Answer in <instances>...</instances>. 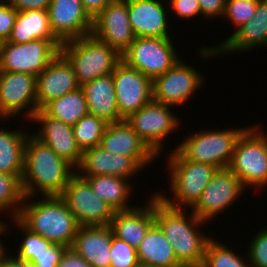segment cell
Returning a JSON list of instances; mask_svg holds the SVG:
<instances>
[{
    "label": "cell",
    "mask_w": 267,
    "mask_h": 267,
    "mask_svg": "<svg viewBox=\"0 0 267 267\" xmlns=\"http://www.w3.org/2000/svg\"><path fill=\"white\" fill-rule=\"evenodd\" d=\"M154 222L172 244L176 258L183 267H201L211 236L198 229L206 222L185 208L165 204L154 194ZM206 235V236H205Z\"/></svg>",
    "instance_id": "obj_1"
},
{
    "label": "cell",
    "mask_w": 267,
    "mask_h": 267,
    "mask_svg": "<svg viewBox=\"0 0 267 267\" xmlns=\"http://www.w3.org/2000/svg\"><path fill=\"white\" fill-rule=\"evenodd\" d=\"M32 135V136H31ZM76 170L49 146L29 134L24 147V171L21 178L24 196H59ZM38 193V194H37Z\"/></svg>",
    "instance_id": "obj_2"
},
{
    "label": "cell",
    "mask_w": 267,
    "mask_h": 267,
    "mask_svg": "<svg viewBox=\"0 0 267 267\" xmlns=\"http://www.w3.org/2000/svg\"><path fill=\"white\" fill-rule=\"evenodd\" d=\"M31 198L24 196L16 219L32 233L70 248L80 225L65 202L59 196Z\"/></svg>",
    "instance_id": "obj_3"
},
{
    "label": "cell",
    "mask_w": 267,
    "mask_h": 267,
    "mask_svg": "<svg viewBox=\"0 0 267 267\" xmlns=\"http://www.w3.org/2000/svg\"><path fill=\"white\" fill-rule=\"evenodd\" d=\"M167 160V172L170 173V195L172 200L165 193L156 195L167 205L174 208L193 207L200 199L217 167L207 163H196L185 159L176 149L171 150ZM165 194V195H164ZM174 200V201H173ZM183 205V206H182Z\"/></svg>",
    "instance_id": "obj_4"
},
{
    "label": "cell",
    "mask_w": 267,
    "mask_h": 267,
    "mask_svg": "<svg viewBox=\"0 0 267 267\" xmlns=\"http://www.w3.org/2000/svg\"><path fill=\"white\" fill-rule=\"evenodd\" d=\"M60 53L71 64L80 86L113 73L121 54L92 34L63 42Z\"/></svg>",
    "instance_id": "obj_5"
},
{
    "label": "cell",
    "mask_w": 267,
    "mask_h": 267,
    "mask_svg": "<svg viewBox=\"0 0 267 267\" xmlns=\"http://www.w3.org/2000/svg\"><path fill=\"white\" fill-rule=\"evenodd\" d=\"M248 126L235 143L229 169L245 188L267 187V132Z\"/></svg>",
    "instance_id": "obj_6"
},
{
    "label": "cell",
    "mask_w": 267,
    "mask_h": 267,
    "mask_svg": "<svg viewBox=\"0 0 267 267\" xmlns=\"http://www.w3.org/2000/svg\"><path fill=\"white\" fill-rule=\"evenodd\" d=\"M246 128L196 131L191 135L189 133L174 148L187 160L211 164L218 169L227 168L232 160L235 143Z\"/></svg>",
    "instance_id": "obj_7"
},
{
    "label": "cell",
    "mask_w": 267,
    "mask_h": 267,
    "mask_svg": "<svg viewBox=\"0 0 267 267\" xmlns=\"http://www.w3.org/2000/svg\"><path fill=\"white\" fill-rule=\"evenodd\" d=\"M174 46L171 38L135 37L121 57L127 65L154 80L180 59Z\"/></svg>",
    "instance_id": "obj_8"
},
{
    "label": "cell",
    "mask_w": 267,
    "mask_h": 267,
    "mask_svg": "<svg viewBox=\"0 0 267 267\" xmlns=\"http://www.w3.org/2000/svg\"><path fill=\"white\" fill-rule=\"evenodd\" d=\"M59 197L73 213L80 226L110 225L115 211L99 198L90 184L77 173L69 180Z\"/></svg>",
    "instance_id": "obj_9"
},
{
    "label": "cell",
    "mask_w": 267,
    "mask_h": 267,
    "mask_svg": "<svg viewBox=\"0 0 267 267\" xmlns=\"http://www.w3.org/2000/svg\"><path fill=\"white\" fill-rule=\"evenodd\" d=\"M60 50L50 41L37 39L16 44L0 42V71L21 72L37 77Z\"/></svg>",
    "instance_id": "obj_10"
},
{
    "label": "cell",
    "mask_w": 267,
    "mask_h": 267,
    "mask_svg": "<svg viewBox=\"0 0 267 267\" xmlns=\"http://www.w3.org/2000/svg\"><path fill=\"white\" fill-rule=\"evenodd\" d=\"M171 107L151 100L126 119L134 131L158 156L163 152L164 142L168 135L177 131L181 125L179 117L170 110Z\"/></svg>",
    "instance_id": "obj_11"
},
{
    "label": "cell",
    "mask_w": 267,
    "mask_h": 267,
    "mask_svg": "<svg viewBox=\"0 0 267 267\" xmlns=\"http://www.w3.org/2000/svg\"><path fill=\"white\" fill-rule=\"evenodd\" d=\"M37 111L36 77L27 73L0 71V121L10 120L22 112L30 121Z\"/></svg>",
    "instance_id": "obj_12"
},
{
    "label": "cell",
    "mask_w": 267,
    "mask_h": 267,
    "mask_svg": "<svg viewBox=\"0 0 267 267\" xmlns=\"http://www.w3.org/2000/svg\"><path fill=\"white\" fill-rule=\"evenodd\" d=\"M245 190L240 179L227 167L217 169L200 199L191 208L202 221L208 222L229 209Z\"/></svg>",
    "instance_id": "obj_13"
},
{
    "label": "cell",
    "mask_w": 267,
    "mask_h": 267,
    "mask_svg": "<svg viewBox=\"0 0 267 267\" xmlns=\"http://www.w3.org/2000/svg\"><path fill=\"white\" fill-rule=\"evenodd\" d=\"M203 75L179 59L168 71L153 80V100L172 106L187 102L202 88Z\"/></svg>",
    "instance_id": "obj_14"
},
{
    "label": "cell",
    "mask_w": 267,
    "mask_h": 267,
    "mask_svg": "<svg viewBox=\"0 0 267 267\" xmlns=\"http://www.w3.org/2000/svg\"><path fill=\"white\" fill-rule=\"evenodd\" d=\"M119 114L127 119L153 100V80L121 60L113 71Z\"/></svg>",
    "instance_id": "obj_15"
},
{
    "label": "cell",
    "mask_w": 267,
    "mask_h": 267,
    "mask_svg": "<svg viewBox=\"0 0 267 267\" xmlns=\"http://www.w3.org/2000/svg\"><path fill=\"white\" fill-rule=\"evenodd\" d=\"M121 55L134 41L126 0H113L93 19L92 33Z\"/></svg>",
    "instance_id": "obj_16"
},
{
    "label": "cell",
    "mask_w": 267,
    "mask_h": 267,
    "mask_svg": "<svg viewBox=\"0 0 267 267\" xmlns=\"http://www.w3.org/2000/svg\"><path fill=\"white\" fill-rule=\"evenodd\" d=\"M47 12L51 30L62 43L92 33L93 19L81 0H51Z\"/></svg>",
    "instance_id": "obj_17"
},
{
    "label": "cell",
    "mask_w": 267,
    "mask_h": 267,
    "mask_svg": "<svg viewBox=\"0 0 267 267\" xmlns=\"http://www.w3.org/2000/svg\"><path fill=\"white\" fill-rule=\"evenodd\" d=\"M31 121L41 125L38 133L32 134L76 169L83 152L77 146L72 125L48 116L42 109L34 114Z\"/></svg>",
    "instance_id": "obj_18"
},
{
    "label": "cell",
    "mask_w": 267,
    "mask_h": 267,
    "mask_svg": "<svg viewBox=\"0 0 267 267\" xmlns=\"http://www.w3.org/2000/svg\"><path fill=\"white\" fill-rule=\"evenodd\" d=\"M141 170L133 157L110 153L99 145L83 151L75 171L81 177L111 175L131 180Z\"/></svg>",
    "instance_id": "obj_19"
},
{
    "label": "cell",
    "mask_w": 267,
    "mask_h": 267,
    "mask_svg": "<svg viewBox=\"0 0 267 267\" xmlns=\"http://www.w3.org/2000/svg\"><path fill=\"white\" fill-rule=\"evenodd\" d=\"M100 146L110 153L133 157L143 168L158 157L126 119L107 124Z\"/></svg>",
    "instance_id": "obj_20"
},
{
    "label": "cell",
    "mask_w": 267,
    "mask_h": 267,
    "mask_svg": "<svg viewBox=\"0 0 267 267\" xmlns=\"http://www.w3.org/2000/svg\"><path fill=\"white\" fill-rule=\"evenodd\" d=\"M126 3L135 37L171 38L166 14L168 1L166 5L161 0H126Z\"/></svg>",
    "instance_id": "obj_21"
},
{
    "label": "cell",
    "mask_w": 267,
    "mask_h": 267,
    "mask_svg": "<svg viewBox=\"0 0 267 267\" xmlns=\"http://www.w3.org/2000/svg\"><path fill=\"white\" fill-rule=\"evenodd\" d=\"M79 87L71 64L59 52L42 73L36 77L37 109L41 110L53 99Z\"/></svg>",
    "instance_id": "obj_22"
},
{
    "label": "cell",
    "mask_w": 267,
    "mask_h": 267,
    "mask_svg": "<svg viewBox=\"0 0 267 267\" xmlns=\"http://www.w3.org/2000/svg\"><path fill=\"white\" fill-rule=\"evenodd\" d=\"M148 203V204H147ZM145 206L115 211L110 227L113 235L137 248L154 222V194Z\"/></svg>",
    "instance_id": "obj_23"
},
{
    "label": "cell",
    "mask_w": 267,
    "mask_h": 267,
    "mask_svg": "<svg viewBox=\"0 0 267 267\" xmlns=\"http://www.w3.org/2000/svg\"><path fill=\"white\" fill-rule=\"evenodd\" d=\"M112 234L110 225L79 226L70 248L92 267H109Z\"/></svg>",
    "instance_id": "obj_24"
},
{
    "label": "cell",
    "mask_w": 267,
    "mask_h": 267,
    "mask_svg": "<svg viewBox=\"0 0 267 267\" xmlns=\"http://www.w3.org/2000/svg\"><path fill=\"white\" fill-rule=\"evenodd\" d=\"M267 47V0H259L253 19L238 29L219 49L218 54L246 52Z\"/></svg>",
    "instance_id": "obj_25"
},
{
    "label": "cell",
    "mask_w": 267,
    "mask_h": 267,
    "mask_svg": "<svg viewBox=\"0 0 267 267\" xmlns=\"http://www.w3.org/2000/svg\"><path fill=\"white\" fill-rule=\"evenodd\" d=\"M80 87L84 91L89 114L102 118L107 123L124 120L117 107L112 73L98 77Z\"/></svg>",
    "instance_id": "obj_26"
},
{
    "label": "cell",
    "mask_w": 267,
    "mask_h": 267,
    "mask_svg": "<svg viewBox=\"0 0 267 267\" xmlns=\"http://www.w3.org/2000/svg\"><path fill=\"white\" fill-rule=\"evenodd\" d=\"M37 39L50 40L59 50L62 45V42L51 30L47 11H18L14 26L7 41L22 44Z\"/></svg>",
    "instance_id": "obj_27"
},
{
    "label": "cell",
    "mask_w": 267,
    "mask_h": 267,
    "mask_svg": "<svg viewBox=\"0 0 267 267\" xmlns=\"http://www.w3.org/2000/svg\"><path fill=\"white\" fill-rule=\"evenodd\" d=\"M139 265L183 267L177 260L172 244L154 224L136 248Z\"/></svg>",
    "instance_id": "obj_28"
},
{
    "label": "cell",
    "mask_w": 267,
    "mask_h": 267,
    "mask_svg": "<svg viewBox=\"0 0 267 267\" xmlns=\"http://www.w3.org/2000/svg\"><path fill=\"white\" fill-rule=\"evenodd\" d=\"M82 178L90 184L94 193L107 202L114 211L128 210L135 207L127 204L130 203L129 196H131L133 189L131 184L128 183L131 180L111 175Z\"/></svg>",
    "instance_id": "obj_29"
},
{
    "label": "cell",
    "mask_w": 267,
    "mask_h": 267,
    "mask_svg": "<svg viewBox=\"0 0 267 267\" xmlns=\"http://www.w3.org/2000/svg\"><path fill=\"white\" fill-rule=\"evenodd\" d=\"M5 129H0V172L22 178L24 147L29 133Z\"/></svg>",
    "instance_id": "obj_30"
},
{
    "label": "cell",
    "mask_w": 267,
    "mask_h": 267,
    "mask_svg": "<svg viewBox=\"0 0 267 267\" xmlns=\"http://www.w3.org/2000/svg\"><path fill=\"white\" fill-rule=\"evenodd\" d=\"M42 110L48 116L72 126L83 116L89 114L88 104L81 87L59 98L53 99Z\"/></svg>",
    "instance_id": "obj_31"
},
{
    "label": "cell",
    "mask_w": 267,
    "mask_h": 267,
    "mask_svg": "<svg viewBox=\"0 0 267 267\" xmlns=\"http://www.w3.org/2000/svg\"><path fill=\"white\" fill-rule=\"evenodd\" d=\"M259 0H226L225 5V12L223 17H226L231 23L232 26L236 27L234 29V32L230 34L225 41H223L221 44H218L216 46H203L200 47L198 54H200V57H203V59L208 58H214L218 56V49L238 30L240 29L245 23L249 22L251 19H253V16L255 14L257 5Z\"/></svg>",
    "instance_id": "obj_32"
},
{
    "label": "cell",
    "mask_w": 267,
    "mask_h": 267,
    "mask_svg": "<svg viewBox=\"0 0 267 267\" xmlns=\"http://www.w3.org/2000/svg\"><path fill=\"white\" fill-rule=\"evenodd\" d=\"M107 122L95 115L87 114L72 126L73 134L79 149L83 152L87 149L99 146L103 137Z\"/></svg>",
    "instance_id": "obj_33"
},
{
    "label": "cell",
    "mask_w": 267,
    "mask_h": 267,
    "mask_svg": "<svg viewBox=\"0 0 267 267\" xmlns=\"http://www.w3.org/2000/svg\"><path fill=\"white\" fill-rule=\"evenodd\" d=\"M23 199L21 178L0 172V214L8 211L7 215L10 214L11 220L17 218Z\"/></svg>",
    "instance_id": "obj_34"
},
{
    "label": "cell",
    "mask_w": 267,
    "mask_h": 267,
    "mask_svg": "<svg viewBox=\"0 0 267 267\" xmlns=\"http://www.w3.org/2000/svg\"><path fill=\"white\" fill-rule=\"evenodd\" d=\"M232 250L224 243L211 238L207 244L201 267H251L248 254H246L247 260H244V257H240Z\"/></svg>",
    "instance_id": "obj_35"
},
{
    "label": "cell",
    "mask_w": 267,
    "mask_h": 267,
    "mask_svg": "<svg viewBox=\"0 0 267 267\" xmlns=\"http://www.w3.org/2000/svg\"><path fill=\"white\" fill-rule=\"evenodd\" d=\"M10 222H14V226H16L18 229H21L22 234H24L20 245L17 246V256L14 254V256L21 261L30 262L34 256H37L52 243L41 235L29 231L16 218L12 219Z\"/></svg>",
    "instance_id": "obj_36"
},
{
    "label": "cell",
    "mask_w": 267,
    "mask_h": 267,
    "mask_svg": "<svg viewBox=\"0 0 267 267\" xmlns=\"http://www.w3.org/2000/svg\"><path fill=\"white\" fill-rule=\"evenodd\" d=\"M109 267H138L136 248L112 234Z\"/></svg>",
    "instance_id": "obj_37"
},
{
    "label": "cell",
    "mask_w": 267,
    "mask_h": 267,
    "mask_svg": "<svg viewBox=\"0 0 267 267\" xmlns=\"http://www.w3.org/2000/svg\"><path fill=\"white\" fill-rule=\"evenodd\" d=\"M267 228V226H266ZM262 228L250 242L248 257L251 267H267V229Z\"/></svg>",
    "instance_id": "obj_38"
},
{
    "label": "cell",
    "mask_w": 267,
    "mask_h": 267,
    "mask_svg": "<svg viewBox=\"0 0 267 267\" xmlns=\"http://www.w3.org/2000/svg\"><path fill=\"white\" fill-rule=\"evenodd\" d=\"M66 249L67 247L62 244L51 243L37 256H34L30 263L32 267H57Z\"/></svg>",
    "instance_id": "obj_39"
},
{
    "label": "cell",
    "mask_w": 267,
    "mask_h": 267,
    "mask_svg": "<svg viewBox=\"0 0 267 267\" xmlns=\"http://www.w3.org/2000/svg\"><path fill=\"white\" fill-rule=\"evenodd\" d=\"M169 11L174 12L177 18L182 20L195 18L201 14L198 0H167Z\"/></svg>",
    "instance_id": "obj_40"
},
{
    "label": "cell",
    "mask_w": 267,
    "mask_h": 267,
    "mask_svg": "<svg viewBox=\"0 0 267 267\" xmlns=\"http://www.w3.org/2000/svg\"><path fill=\"white\" fill-rule=\"evenodd\" d=\"M17 11L7 2H0V42L7 41L14 26Z\"/></svg>",
    "instance_id": "obj_41"
},
{
    "label": "cell",
    "mask_w": 267,
    "mask_h": 267,
    "mask_svg": "<svg viewBox=\"0 0 267 267\" xmlns=\"http://www.w3.org/2000/svg\"><path fill=\"white\" fill-rule=\"evenodd\" d=\"M200 12L206 18L222 17L225 12L226 0H198Z\"/></svg>",
    "instance_id": "obj_42"
},
{
    "label": "cell",
    "mask_w": 267,
    "mask_h": 267,
    "mask_svg": "<svg viewBox=\"0 0 267 267\" xmlns=\"http://www.w3.org/2000/svg\"><path fill=\"white\" fill-rule=\"evenodd\" d=\"M51 0H9V4L18 11L44 10L47 11Z\"/></svg>",
    "instance_id": "obj_43"
},
{
    "label": "cell",
    "mask_w": 267,
    "mask_h": 267,
    "mask_svg": "<svg viewBox=\"0 0 267 267\" xmlns=\"http://www.w3.org/2000/svg\"><path fill=\"white\" fill-rule=\"evenodd\" d=\"M57 267H92L83 257L74 252L71 248H67Z\"/></svg>",
    "instance_id": "obj_44"
},
{
    "label": "cell",
    "mask_w": 267,
    "mask_h": 267,
    "mask_svg": "<svg viewBox=\"0 0 267 267\" xmlns=\"http://www.w3.org/2000/svg\"><path fill=\"white\" fill-rule=\"evenodd\" d=\"M84 10L94 19L113 0H81Z\"/></svg>",
    "instance_id": "obj_45"
},
{
    "label": "cell",
    "mask_w": 267,
    "mask_h": 267,
    "mask_svg": "<svg viewBox=\"0 0 267 267\" xmlns=\"http://www.w3.org/2000/svg\"><path fill=\"white\" fill-rule=\"evenodd\" d=\"M0 267H32V264L19 260L13 253L10 256L6 253L0 260Z\"/></svg>",
    "instance_id": "obj_46"
},
{
    "label": "cell",
    "mask_w": 267,
    "mask_h": 267,
    "mask_svg": "<svg viewBox=\"0 0 267 267\" xmlns=\"http://www.w3.org/2000/svg\"><path fill=\"white\" fill-rule=\"evenodd\" d=\"M7 227L9 226V223L6 225V222L4 221H0V235L4 236L5 232L8 231L10 228L7 229ZM6 230V231H5ZM4 234V235H3ZM7 253V248H5L4 242L0 239V260L2 259V257Z\"/></svg>",
    "instance_id": "obj_47"
},
{
    "label": "cell",
    "mask_w": 267,
    "mask_h": 267,
    "mask_svg": "<svg viewBox=\"0 0 267 267\" xmlns=\"http://www.w3.org/2000/svg\"><path fill=\"white\" fill-rule=\"evenodd\" d=\"M138 267H155V266H149V265H139Z\"/></svg>",
    "instance_id": "obj_48"
},
{
    "label": "cell",
    "mask_w": 267,
    "mask_h": 267,
    "mask_svg": "<svg viewBox=\"0 0 267 267\" xmlns=\"http://www.w3.org/2000/svg\"><path fill=\"white\" fill-rule=\"evenodd\" d=\"M0 2H7V3H8V2H9V0H0Z\"/></svg>",
    "instance_id": "obj_49"
}]
</instances>
